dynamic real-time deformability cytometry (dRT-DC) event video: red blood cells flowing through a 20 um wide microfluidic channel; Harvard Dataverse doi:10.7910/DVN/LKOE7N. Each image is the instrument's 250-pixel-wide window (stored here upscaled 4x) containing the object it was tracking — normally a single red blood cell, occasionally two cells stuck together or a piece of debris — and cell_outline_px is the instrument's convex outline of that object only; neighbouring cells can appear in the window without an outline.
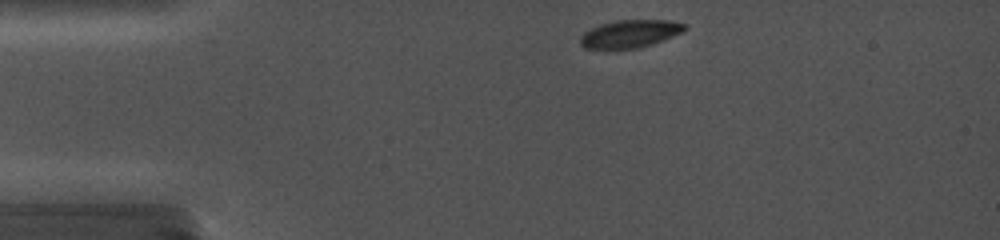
{"species": "common noctule bat (a hibernating species)", "species_latin": "Nyctalus noctula", "temperature_condition": "cold", "stored_images_in_passage": 54, "camera_frame_rate_fps": 5000, "um_per_image_px": 0.085, "animal": {"sex": "female", "body_mass_g": 19.0, "forearm_length_mm": 56.7}, "frame": {"image": 1, "passage_image": 1, "time_ms": 0.0, "image_size_px": [1000, 240], "cell_outline_px": [[688, 28], [664, 40], [652, 44], [636, 48], [584, 48], [580, 44], [580, 36], [584, 32], [600, 24], [612, 20], [672, 20], [688, 24]], "centroid_in_image_um": [53.57, 2.85], "position_along_channel_um": 31.4, "area_um2": 16.88}}
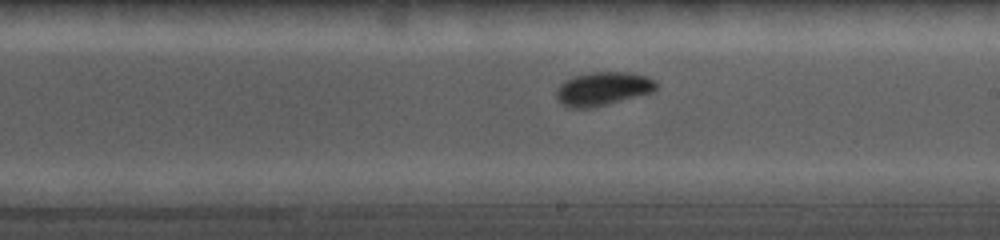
{"frame": {"image": 2, "passage_image": 29, "time_ms": 6.8, "image_size_px": [1000, 240], "cell_outline_px": [[656, 88], [652, 92], [592, 108], [568, 108], [556, 100], [556, 88], [564, 80], [572, 76], [588, 72], [628, 72], [644, 76], [656, 80]], "centroid_in_image_um": [51.17, 7.54], "position_along_channel_um": 237.8, "area_um2": 19.65}}
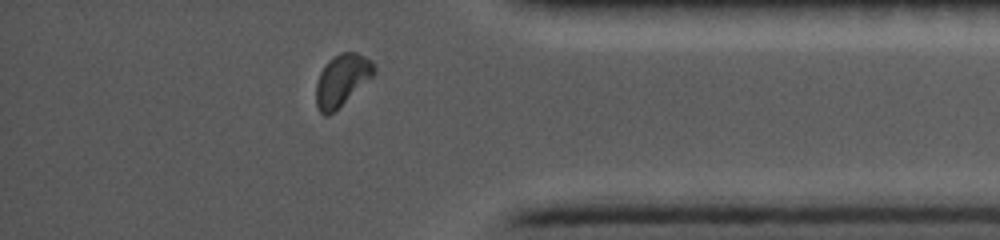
{"frame": {"image": 3, "passage_image": 49, "time_ms": 11.4, "image_size_px": [1000, 240], "cell_outline_px": [[376, 72], [372, 76], [328, 116], [324, 116], [320, 112], [316, 104], [316, 84], [320, 72], [328, 60], [344, 52], [356, 52], [372, 60], [376, 64]], "centroid_in_image_um": [29.06, 6.79], "position_along_channel_um": 406.1, "area_um2": 17.11}}